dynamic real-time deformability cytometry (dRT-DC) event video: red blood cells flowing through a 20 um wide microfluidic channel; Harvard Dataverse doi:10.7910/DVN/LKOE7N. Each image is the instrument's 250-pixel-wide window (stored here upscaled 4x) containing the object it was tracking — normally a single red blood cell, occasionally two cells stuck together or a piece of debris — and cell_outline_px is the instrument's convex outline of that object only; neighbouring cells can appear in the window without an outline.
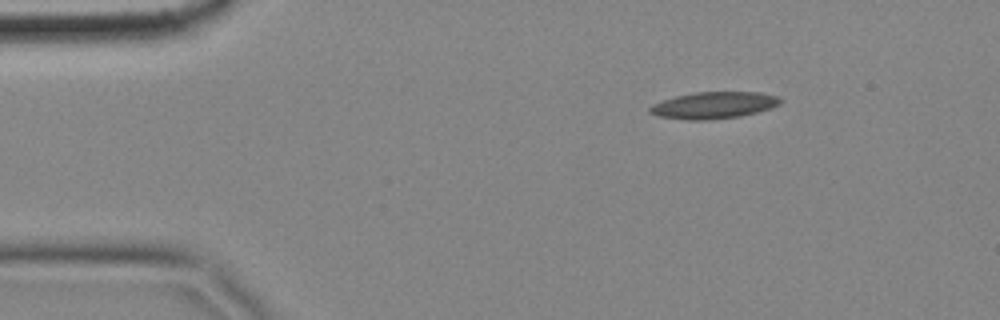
{"species": "common noctule bat (a hibernating species)", "species_latin": "Nyctalus noctula", "temperature_condition": "cold", "stored_images_in_passage": 1, "camera_frame_rate_fps": 3000, "um_per_image_px": 0.085, "animal": {"sex": "female", "body_mass_g": 18.4}, "frame": {"image": 1, "passage_image": 1, "time_ms": 0.0, "image_size_px": [1000, 320], "cell_outline_px": [[784, 100], [780, 104], [756, 112], [740, 116], [708, 120], [688, 120], [660, 116], [648, 112], [648, 108], [652, 104], [676, 96], [696, 92], [760, 92], [780, 96]], "centroid_in_image_um": [60.69, 8.94], "position_along_channel_um": 24.3, "area_um2": 20.29}}